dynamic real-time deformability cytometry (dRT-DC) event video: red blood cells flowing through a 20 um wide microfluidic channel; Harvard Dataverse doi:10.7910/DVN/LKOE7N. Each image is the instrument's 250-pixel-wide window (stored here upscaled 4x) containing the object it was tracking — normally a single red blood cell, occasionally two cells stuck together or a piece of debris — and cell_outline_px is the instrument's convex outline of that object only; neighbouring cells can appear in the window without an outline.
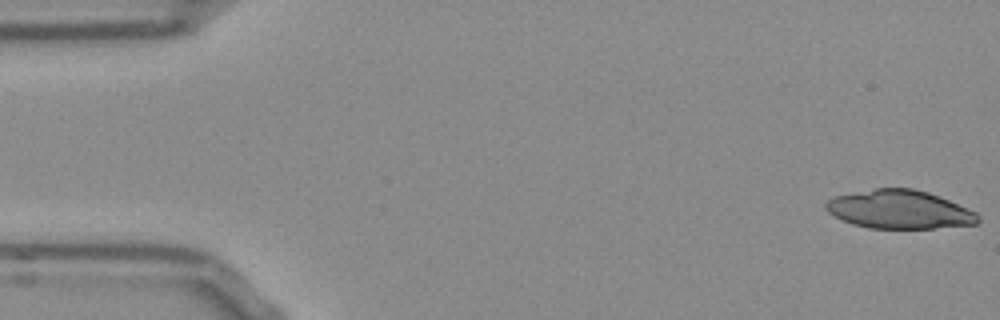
{"species": "Egyptian fruit bat (a non-hibernating species)", "species_latin": "Rousettus aegyptiacus", "temperature_condition": "room temperature", "stored_images_in_passage": 24, "camera_frame_rate_fps": 3000, "um_per_image_px": 0.085, "frame": {"image": 1, "passage_image": 1, "time_ms": 0.0, "image_size_px": [1000, 320], "cell_outline_px": [[980, 220], [976, 224], [932, 228], [868, 228], [852, 224], [828, 212], [824, 208], [824, 204], [828, 200], [836, 196], [876, 188], [912, 188], [928, 192], [948, 200], [976, 212], [980, 216]], "centroid_in_image_um": [76.45, 17.81], "position_along_channel_um": 8.5, "area_um2": 33.87}}